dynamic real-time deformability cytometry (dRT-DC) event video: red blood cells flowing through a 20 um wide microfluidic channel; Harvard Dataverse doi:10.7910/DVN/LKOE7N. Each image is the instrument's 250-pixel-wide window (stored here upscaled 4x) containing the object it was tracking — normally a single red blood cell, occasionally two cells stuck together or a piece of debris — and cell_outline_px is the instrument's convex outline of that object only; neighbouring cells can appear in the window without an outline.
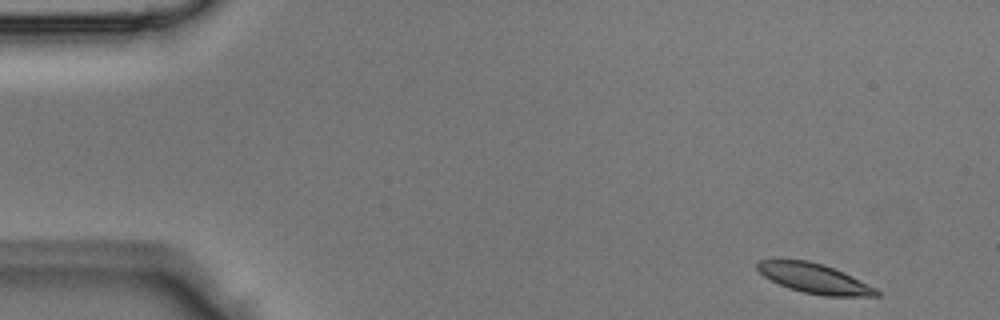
{"species": "Egyptian fruit bat (a non-hibernating species)", "species_latin": "Rousettus aegyptiacus", "temperature_condition": "room temperature", "stored_images_in_passage": 5, "camera_frame_rate_fps": 3000, "um_per_image_px": 0.085, "animal": {"sex": "male"}, "frame": {"image": 1, "passage_image": 1, "time_ms": 0.0, "image_size_px": [1000, 320], "cell_outline_px": [[880, 296], [824, 296], [804, 292], [788, 288], [764, 276], [756, 268], [756, 260], [808, 260], [824, 264], [844, 272], [876, 288], [880, 292]], "centroid_in_image_um": [69.23, 23.66], "position_along_channel_um": 15.8, "area_um2": 20.58}}
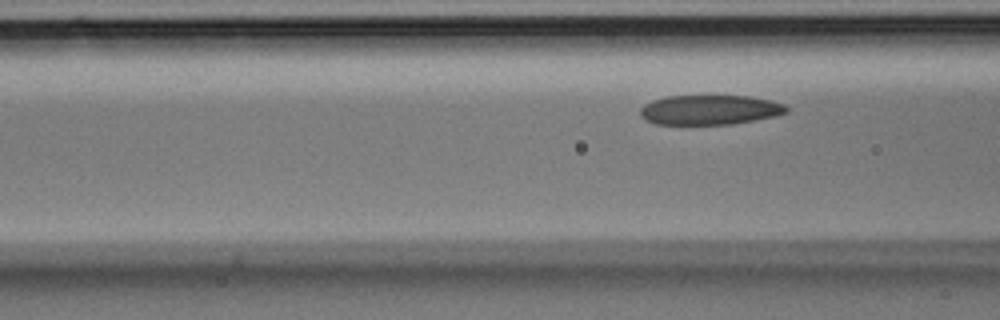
{"frame": {"image": 2, "passage_image": 5, "time_ms": 1.333, "image_size_px": [1000, 320], "cell_outline_px": [[788, 112], [776, 116], [732, 124], [680, 128], [656, 124], [644, 120], [640, 116], [640, 108], [644, 104], [652, 100], [668, 96], [752, 96], [772, 100], [784, 104], [788, 108]], "centroid_in_image_um": [60.26, 9.39], "position_along_channel_um": 106.3, "area_um2": 26.59}}